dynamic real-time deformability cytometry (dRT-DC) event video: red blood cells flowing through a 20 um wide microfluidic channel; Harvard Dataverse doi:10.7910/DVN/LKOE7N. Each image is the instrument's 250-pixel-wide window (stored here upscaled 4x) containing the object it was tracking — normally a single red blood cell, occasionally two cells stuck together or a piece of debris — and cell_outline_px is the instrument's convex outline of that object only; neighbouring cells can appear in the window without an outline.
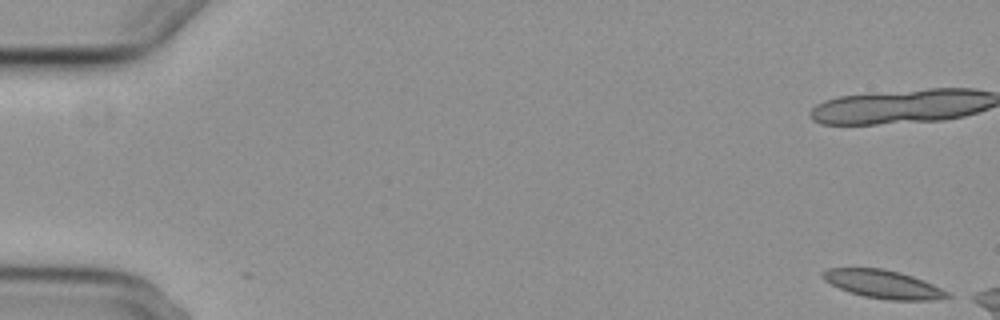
{"species": "common noctule bat (a hibernating species)", "species_latin": "Nyctalus noctula", "temperature_condition": "cold", "stored_images_in_passage": 5, "camera_frame_rate_fps": 3000, "um_per_image_px": 0.085, "animal": {"sex": "female", "body_mass_g": 29.2, "forearm_length_mm": 56.3}, "frame": {"image": 1, "passage_image": 1, "time_ms": 0.0, "image_size_px": [1000, 320], "cell_outline_px": [[952, 296], [936, 300], [888, 300], [864, 296], [848, 292], [824, 280], [820, 276], [820, 272], [828, 268], [884, 268], [900, 272], [924, 280], [948, 292]], "centroid_in_image_um": [75.05, 24.15], "position_along_channel_um": 10.0, "area_um2": 20.58}}